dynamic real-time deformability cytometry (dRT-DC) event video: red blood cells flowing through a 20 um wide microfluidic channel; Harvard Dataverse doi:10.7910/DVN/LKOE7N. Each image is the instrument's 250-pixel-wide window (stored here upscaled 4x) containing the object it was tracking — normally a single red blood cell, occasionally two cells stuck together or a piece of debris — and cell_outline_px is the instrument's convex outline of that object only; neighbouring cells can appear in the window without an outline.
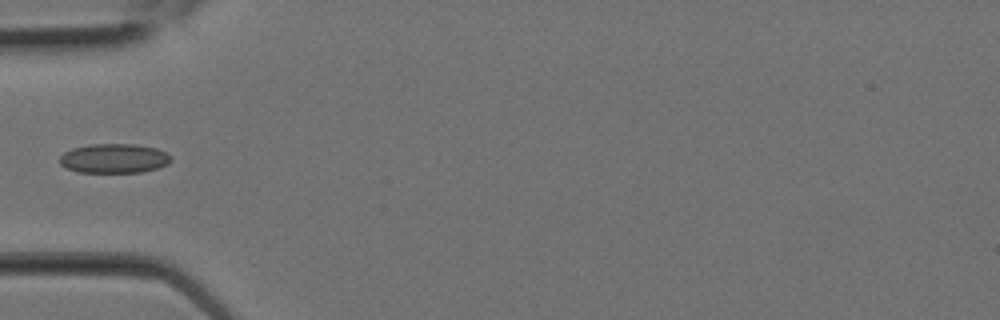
{"species": "Egyptian fruit bat (a non-hibernating species)", "species_latin": "Rousettus aegyptiacus", "temperature_condition": "room temperature", "stored_images_in_passage": 3, "camera_frame_rate_fps": 3000, "um_per_image_px": 0.085, "animal": {"sex": "female"}, "frame": {"image": 1, "passage_image": 3, "time_ms": 0.667, "image_size_px": [1000, 320], "cell_outline_px": [[172, 160], [168, 164], [156, 168], [140, 172], [80, 172], [68, 168], [60, 164], [60, 156], [64, 152], [72, 148], [88, 144], [136, 144], [156, 148], [172, 156]], "centroid_in_image_um": [9.7, 13.45], "position_along_channel_um": 75.3, "area_um2": 19.02}}